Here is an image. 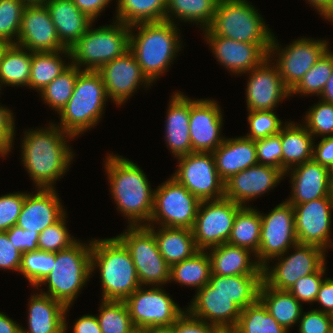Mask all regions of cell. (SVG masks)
<instances>
[{"mask_svg": "<svg viewBox=\"0 0 333 333\" xmlns=\"http://www.w3.org/2000/svg\"><path fill=\"white\" fill-rule=\"evenodd\" d=\"M22 138L21 162L35 189H54L73 162L75 153L68 141L76 137L52 122L45 128L26 130Z\"/></svg>", "mask_w": 333, "mask_h": 333, "instance_id": "6da1fadb", "label": "cell"}, {"mask_svg": "<svg viewBox=\"0 0 333 333\" xmlns=\"http://www.w3.org/2000/svg\"><path fill=\"white\" fill-rule=\"evenodd\" d=\"M104 162L116 209L127 218L128 226H147L153 211L154 190L144 171L118 154H107Z\"/></svg>", "mask_w": 333, "mask_h": 333, "instance_id": "7a4b0ae2", "label": "cell"}, {"mask_svg": "<svg viewBox=\"0 0 333 333\" xmlns=\"http://www.w3.org/2000/svg\"><path fill=\"white\" fill-rule=\"evenodd\" d=\"M177 26L169 21L130 26L129 50L152 83L169 70L177 53L182 50L183 43Z\"/></svg>", "mask_w": 333, "mask_h": 333, "instance_id": "3957f363", "label": "cell"}, {"mask_svg": "<svg viewBox=\"0 0 333 333\" xmlns=\"http://www.w3.org/2000/svg\"><path fill=\"white\" fill-rule=\"evenodd\" d=\"M99 270L102 299L125 301L141 285L130 252L115 236L92 239L91 275Z\"/></svg>", "mask_w": 333, "mask_h": 333, "instance_id": "277c9868", "label": "cell"}, {"mask_svg": "<svg viewBox=\"0 0 333 333\" xmlns=\"http://www.w3.org/2000/svg\"><path fill=\"white\" fill-rule=\"evenodd\" d=\"M107 99L99 72L81 70L71 98L58 113L60 123L56 125L78 138L101 121Z\"/></svg>", "mask_w": 333, "mask_h": 333, "instance_id": "5b68a950", "label": "cell"}, {"mask_svg": "<svg viewBox=\"0 0 333 333\" xmlns=\"http://www.w3.org/2000/svg\"><path fill=\"white\" fill-rule=\"evenodd\" d=\"M91 247L88 243L78 241L70 248L55 253V263L51 272L36 287L47 285L48 291L41 293L48 295L63 305L72 306L83 286L87 285L91 275Z\"/></svg>", "mask_w": 333, "mask_h": 333, "instance_id": "8992f818", "label": "cell"}, {"mask_svg": "<svg viewBox=\"0 0 333 333\" xmlns=\"http://www.w3.org/2000/svg\"><path fill=\"white\" fill-rule=\"evenodd\" d=\"M113 22L98 28H91V25L69 48L71 64L81 70L98 71L128 51L130 26L116 20Z\"/></svg>", "mask_w": 333, "mask_h": 333, "instance_id": "52a82bcc", "label": "cell"}, {"mask_svg": "<svg viewBox=\"0 0 333 333\" xmlns=\"http://www.w3.org/2000/svg\"><path fill=\"white\" fill-rule=\"evenodd\" d=\"M208 29L215 36L245 43H272L275 35L248 0H220Z\"/></svg>", "mask_w": 333, "mask_h": 333, "instance_id": "ba28073f", "label": "cell"}, {"mask_svg": "<svg viewBox=\"0 0 333 333\" xmlns=\"http://www.w3.org/2000/svg\"><path fill=\"white\" fill-rule=\"evenodd\" d=\"M128 249L141 286H163L170 283L171 266L158 250L153 232L147 226H128L116 236Z\"/></svg>", "mask_w": 333, "mask_h": 333, "instance_id": "9c48e42d", "label": "cell"}, {"mask_svg": "<svg viewBox=\"0 0 333 333\" xmlns=\"http://www.w3.org/2000/svg\"><path fill=\"white\" fill-rule=\"evenodd\" d=\"M160 286L137 288L126 300L134 327L141 331L169 329L186 311Z\"/></svg>", "mask_w": 333, "mask_h": 333, "instance_id": "30bf717a", "label": "cell"}, {"mask_svg": "<svg viewBox=\"0 0 333 333\" xmlns=\"http://www.w3.org/2000/svg\"><path fill=\"white\" fill-rule=\"evenodd\" d=\"M200 202L171 176L154 189L153 211L147 226L192 229Z\"/></svg>", "mask_w": 333, "mask_h": 333, "instance_id": "8fae6325", "label": "cell"}, {"mask_svg": "<svg viewBox=\"0 0 333 333\" xmlns=\"http://www.w3.org/2000/svg\"><path fill=\"white\" fill-rule=\"evenodd\" d=\"M291 248L293 253L288 250L262 267L263 281L269 287L288 291L300 277L316 273L326 263V251L320 247L297 243ZM274 259L276 264L270 267Z\"/></svg>", "mask_w": 333, "mask_h": 333, "instance_id": "7c38bea8", "label": "cell"}, {"mask_svg": "<svg viewBox=\"0 0 333 333\" xmlns=\"http://www.w3.org/2000/svg\"><path fill=\"white\" fill-rule=\"evenodd\" d=\"M329 44L325 39L301 37L283 48L273 36L268 57L274 61L284 85L291 91L329 49Z\"/></svg>", "mask_w": 333, "mask_h": 333, "instance_id": "4fadbf2b", "label": "cell"}, {"mask_svg": "<svg viewBox=\"0 0 333 333\" xmlns=\"http://www.w3.org/2000/svg\"><path fill=\"white\" fill-rule=\"evenodd\" d=\"M242 207L225 197L201 201L192 228L198 250L207 251L227 243L235 216Z\"/></svg>", "mask_w": 333, "mask_h": 333, "instance_id": "5bb4252c", "label": "cell"}, {"mask_svg": "<svg viewBox=\"0 0 333 333\" xmlns=\"http://www.w3.org/2000/svg\"><path fill=\"white\" fill-rule=\"evenodd\" d=\"M171 176L200 201L224 198V181L219 176L211 152H192L176 158Z\"/></svg>", "mask_w": 333, "mask_h": 333, "instance_id": "9a60e30c", "label": "cell"}, {"mask_svg": "<svg viewBox=\"0 0 333 333\" xmlns=\"http://www.w3.org/2000/svg\"><path fill=\"white\" fill-rule=\"evenodd\" d=\"M260 247L255 254L264 267L271 259L291 250L298 243L293 206L286 200L268 214L261 213Z\"/></svg>", "mask_w": 333, "mask_h": 333, "instance_id": "2e32d148", "label": "cell"}, {"mask_svg": "<svg viewBox=\"0 0 333 333\" xmlns=\"http://www.w3.org/2000/svg\"><path fill=\"white\" fill-rule=\"evenodd\" d=\"M292 206L298 243L314 245L324 251L333 247L330 235L332 233V195Z\"/></svg>", "mask_w": 333, "mask_h": 333, "instance_id": "e0dca14e", "label": "cell"}, {"mask_svg": "<svg viewBox=\"0 0 333 333\" xmlns=\"http://www.w3.org/2000/svg\"><path fill=\"white\" fill-rule=\"evenodd\" d=\"M205 40L220 65L230 73L247 74L259 66L266 58L271 43H245L229 38L215 36L208 28L202 30Z\"/></svg>", "mask_w": 333, "mask_h": 333, "instance_id": "ac0fdd59", "label": "cell"}, {"mask_svg": "<svg viewBox=\"0 0 333 333\" xmlns=\"http://www.w3.org/2000/svg\"><path fill=\"white\" fill-rule=\"evenodd\" d=\"M98 72L109 100L118 106L126 103L140 85L147 89L153 86L130 50L104 64Z\"/></svg>", "mask_w": 333, "mask_h": 333, "instance_id": "d6986e66", "label": "cell"}, {"mask_svg": "<svg viewBox=\"0 0 333 333\" xmlns=\"http://www.w3.org/2000/svg\"><path fill=\"white\" fill-rule=\"evenodd\" d=\"M247 73V111L275 110L282 100L291 97L290 90L284 85L277 67L269 57Z\"/></svg>", "mask_w": 333, "mask_h": 333, "instance_id": "ffe728a7", "label": "cell"}, {"mask_svg": "<svg viewBox=\"0 0 333 333\" xmlns=\"http://www.w3.org/2000/svg\"><path fill=\"white\" fill-rule=\"evenodd\" d=\"M223 112L214 99H191L189 134L192 152H213L225 139L221 135Z\"/></svg>", "mask_w": 333, "mask_h": 333, "instance_id": "44dd1931", "label": "cell"}, {"mask_svg": "<svg viewBox=\"0 0 333 333\" xmlns=\"http://www.w3.org/2000/svg\"><path fill=\"white\" fill-rule=\"evenodd\" d=\"M284 173L273 166L256 164L224 182V197L241 206L268 193L284 179Z\"/></svg>", "mask_w": 333, "mask_h": 333, "instance_id": "7402d4cb", "label": "cell"}, {"mask_svg": "<svg viewBox=\"0 0 333 333\" xmlns=\"http://www.w3.org/2000/svg\"><path fill=\"white\" fill-rule=\"evenodd\" d=\"M16 45L31 52L67 49L58 37L45 5H26Z\"/></svg>", "mask_w": 333, "mask_h": 333, "instance_id": "603a6c76", "label": "cell"}, {"mask_svg": "<svg viewBox=\"0 0 333 333\" xmlns=\"http://www.w3.org/2000/svg\"><path fill=\"white\" fill-rule=\"evenodd\" d=\"M186 311L193 317L211 324L219 330H233L239 320L241 309L216 291L209 283L195 291Z\"/></svg>", "mask_w": 333, "mask_h": 333, "instance_id": "cb8c5ba5", "label": "cell"}, {"mask_svg": "<svg viewBox=\"0 0 333 333\" xmlns=\"http://www.w3.org/2000/svg\"><path fill=\"white\" fill-rule=\"evenodd\" d=\"M56 192L55 188H36L34 193L26 192L16 226L40 234L59 221L66 214V210Z\"/></svg>", "mask_w": 333, "mask_h": 333, "instance_id": "d4e9b609", "label": "cell"}, {"mask_svg": "<svg viewBox=\"0 0 333 333\" xmlns=\"http://www.w3.org/2000/svg\"><path fill=\"white\" fill-rule=\"evenodd\" d=\"M289 175L291 189L286 199L291 205L302 204L331 195L330 169L313 159L296 165L284 173ZM291 174V175H290Z\"/></svg>", "mask_w": 333, "mask_h": 333, "instance_id": "484cf974", "label": "cell"}, {"mask_svg": "<svg viewBox=\"0 0 333 333\" xmlns=\"http://www.w3.org/2000/svg\"><path fill=\"white\" fill-rule=\"evenodd\" d=\"M70 306L41 292L31 295L28 301L27 328L21 333H67L66 314Z\"/></svg>", "mask_w": 333, "mask_h": 333, "instance_id": "4316f807", "label": "cell"}, {"mask_svg": "<svg viewBox=\"0 0 333 333\" xmlns=\"http://www.w3.org/2000/svg\"><path fill=\"white\" fill-rule=\"evenodd\" d=\"M165 121V143L175 158L192 153L189 134L190 98L181 91L173 92Z\"/></svg>", "mask_w": 333, "mask_h": 333, "instance_id": "83f0119b", "label": "cell"}, {"mask_svg": "<svg viewBox=\"0 0 333 333\" xmlns=\"http://www.w3.org/2000/svg\"><path fill=\"white\" fill-rule=\"evenodd\" d=\"M212 154L217 172L224 182L231 176L258 164L256 143L244 136L225 137Z\"/></svg>", "mask_w": 333, "mask_h": 333, "instance_id": "f1b7e54d", "label": "cell"}, {"mask_svg": "<svg viewBox=\"0 0 333 333\" xmlns=\"http://www.w3.org/2000/svg\"><path fill=\"white\" fill-rule=\"evenodd\" d=\"M207 251L211 273L214 275H263L262 266L257 262L255 253L247 248L223 243Z\"/></svg>", "mask_w": 333, "mask_h": 333, "instance_id": "f546056e", "label": "cell"}, {"mask_svg": "<svg viewBox=\"0 0 333 333\" xmlns=\"http://www.w3.org/2000/svg\"><path fill=\"white\" fill-rule=\"evenodd\" d=\"M45 6L50 13L60 42L67 49L93 25L94 21L81 12L72 0H47Z\"/></svg>", "mask_w": 333, "mask_h": 333, "instance_id": "4dcf8cb0", "label": "cell"}, {"mask_svg": "<svg viewBox=\"0 0 333 333\" xmlns=\"http://www.w3.org/2000/svg\"><path fill=\"white\" fill-rule=\"evenodd\" d=\"M313 135L303 124L287 121L281 127L282 172L312 159Z\"/></svg>", "mask_w": 333, "mask_h": 333, "instance_id": "1f68e13d", "label": "cell"}, {"mask_svg": "<svg viewBox=\"0 0 333 333\" xmlns=\"http://www.w3.org/2000/svg\"><path fill=\"white\" fill-rule=\"evenodd\" d=\"M147 227L153 232L158 250L170 266L191 258L199 251L195 244L192 229L162 226Z\"/></svg>", "mask_w": 333, "mask_h": 333, "instance_id": "d6a6232c", "label": "cell"}, {"mask_svg": "<svg viewBox=\"0 0 333 333\" xmlns=\"http://www.w3.org/2000/svg\"><path fill=\"white\" fill-rule=\"evenodd\" d=\"M262 281L263 275L222 276L211 273L209 284L243 310L259 299Z\"/></svg>", "mask_w": 333, "mask_h": 333, "instance_id": "836d02e7", "label": "cell"}, {"mask_svg": "<svg viewBox=\"0 0 333 333\" xmlns=\"http://www.w3.org/2000/svg\"><path fill=\"white\" fill-rule=\"evenodd\" d=\"M32 52L16 44L5 45L0 53V90L2 86L29 85Z\"/></svg>", "mask_w": 333, "mask_h": 333, "instance_id": "e575fe53", "label": "cell"}, {"mask_svg": "<svg viewBox=\"0 0 333 333\" xmlns=\"http://www.w3.org/2000/svg\"><path fill=\"white\" fill-rule=\"evenodd\" d=\"M259 300L275 320L288 331L298 323L303 312V304L289 291L276 290L264 281L259 289Z\"/></svg>", "mask_w": 333, "mask_h": 333, "instance_id": "d590c367", "label": "cell"}, {"mask_svg": "<svg viewBox=\"0 0 333 333\" xmlns=\"http://www.w3.org/2000/svg\"><path fill=\"white\" fill-rule=\"evenodd\" d=\"M220 0H167L165 21L179 24L194 23L201 30L207 29L214 18ZM179 19L177 22L175 19Z\"/></svg>", "mask_w": 333, "mask_h": 333, "instance_id": "8d00e7d4", "label": "cell"}, {"mask_svg": "<svg viewBox=\"0 0 333 333\" xmlns=\"http://www.w3.org/2000/svg\"><path fill=\"white\" fill-rule=\"evenodd\" d=\"M64 54V55H63ZM62 57H64L62 59ZM66 57V58H65ZM69 49L60 51L32 52L29 89L39 92L51 83L71 63Z\"/></svg>", "mask_w": 333, "mask_h": 333, "instance_id": "74e56055", "label": "cell"}, {"mask_svg": "<svg viewBox=\"0 0 333 333\" xmlns=\"http://www.w3.org/2000/svg\"><path fill=\"white\" fill-rule=\"evenodd\" d=\"M211 276V262L207 251L199 250L191 258L171 266L169 282L192 287L198 291Z\"/></svg>", "mask_w": 333, "mask_h": 333, "instance_id": "f35d334b", "label": "cell"}, {"mask_svg": "<svg viewBox=\"0 0 333 333\" xmlns=\"http://www.w3.org/2000/svg\"><path fill=\"white\" fill-rule=\"evenodd\" d=\"M261 215L251 205L243 206L236 214L227 243L257 253L260 247Z\"/></svg>", "mask_w": 333, "mask_h": 333, "instance_id": "ab89813d", "label": "cell"}, {"mask_svg": "<svg viewBox=\"0 0 333 333\" xmlns=\"http://www.w3.org/2000/svg\"><path fill=\"white\" fill-rule=\"evenodd\" d=\"M116 21L128 26L165 21L167 0H116Z\"/></svg>", "mask_w": 333, "mask_h": 333, "instance_id": "60d3db41", "label": "cell"}, {"mask_svg": "<svg viewBox=\"0 0 333 333\" xmlns=\"http://www.w3.org/2000/svg\"><path fill=\"white\" fill-rule=\"evenodd\" d=\"M235 333H290L281 326L258 299L241 310Z\"/></svg>", "mask_w": 333, "mask_h": 333, "instance_id": "b9f144b4", "label": "cell"}, {"mask_svg": "<svg viewBox=\"0 0 333 333\" xmlns=\"http://www.w3.org/2000/svg\"><path fill=\"white\" fill-rule=\"evenodd\" d=\"M80 71L81 69L70 64L51 83L41 89L39 95L46 103L45 105L51 106L55 112L59 113L71 98Z\"/></svg>", "mask_w": 333, "mask_h": 333, "instance_id": "7bdbcfd3", "label": "cell"}, {"mask_svg": "<svg viewBox=\"0 0 333 333\" xmlns=\"http://www.w3.org/2000/svg\"><path fill=\"white\" fill-rule=\"evenodd\" d=\"M333 70V51L328 49L290 91V96H320Z\"/></svg>", "mask_w": 333, "mask_h": 333, "instance_id": "ee69618b", "label": "cell"}, {"mask_svg": "<svg viewBox=\"0 0 333 333\" xmlns=\"http://www.w3.org/2000/svg\"><path fill=\"white\" fill-rule=\"evenodd\" d=\"M97 320L101 333H131L135 327L125 301L100 300Z\"/></svg>", "mask_w": 333, "mask_h": 333, "instance_id": "f6af8a7d", "label": "cell"}, {"mask_svg": "<svg viewBox=\"0 0 333 333\" xmlns=\"http://www.w3.org/2000/svg\"><path fill=\"white\" fill-rule=\"evenodd\" d=\"M55 263V253L46 251H32L22 253L19 273L22 274L36 288L51 272Z\"/></svg>", "mask_w": 333, "mask_h": 333, "instance_id": "bcb514c9", "label": "cell"}, {"mask_svg": "<svg viewBox=\"0 0 333 333\" xmlns=\"http://www.w3.org/2000/svg\"><path fill=\"white\" fill-rule=\"evenodd\" d=\"M25 7L21 0H0V42L17 43Z\"/></svg>", "mask_w": 333, "mask_h": 333, "instance_id": "7dc6e473", "label": "cell"}, {"mask_svg": "<svg viewBox=\"0 0 333 333\" xmlns=\"http://www.w3.org/2000/svg\"><path fill=\"white\" fill-rule=\"evenodd\" d=\"M304 115L305 128L315 137L333 136V104L318 100Z\"/></svg>", "mask_w": 333, "mask_h": 333, "instance_id": "c3c4849f", "label": "cell"}, {"mask_svg": "<svg viewBox=\"0 0 333 333\" xmlns=\"http://www.w3.org/2000/svg\"><path fill=\"white\" fill-rule=\"evenodd\" d=\"M66 215L67 214L39 234L38 250L57 253L70 248L78 241L74 236H71L66 227V219L68 218Z\"/></svg>", "mask_w": 333, "mask_h": 333, "instance_id": "681fc988", "label": "cell"}, {"mask_svg": "<svg viewBox=\"0 0 333 333\" xmlns=\"http://www.w3.org/2000/svg\"><path fill=\"white\" fill-rule=\"evenodd\" d=\"M274 111H248L247 121L250 132L244 137L255 141L277 135L284 124Z\"/></svg>", "mask_w": 333, "mask_h": 333, "instance_id": "f907efd6", "label": "cell"}, {"mask_svg": "<svg viewBox=\"0 0 333 333\" xmlns=\"http://www.w3.org/2000/svg\"><path fill=\"white\" fill-rule=\"evenodd\" d=\"M325 263L316 273L300 277L288 290L300 303H315L320 285L326 272Z\"/></svg>", "mask_w": 333, "mask_h": 333, "instance_id": "816d5d0a", "label": "cell"}, {"mask_svg": "<svg viewBox=\"0 0 333 333\" xmlns=\"http://www.w3.org/2000/svg\"><path fill=\"white\" fill-rule=\"evenodd\" d=\"M26 192H13L0 196V232L16 226Z\"/></svg>", "mask_w": 333, "mask_h": 333, "instance_id": "f5cc1de1", "label": "cell"}, {"mask_svg": "<svg viewBox=\"0 0 333 333\" xmlns=\"http://www.w3.org/2000/svg\"><path fill=\"white\" fill-rule=\"evenodd\" d=\"M258 164L276 167L282 171L281 129L277 135L255 140Z\"/></svg>", "mask_w": 333, "mask_h": 333, "instance_id": "db71d44e", "label": "cell"}, {"mask_svg": "<svg viewBox=\"0 0 333 333\" xmlns=\"http://www.w3.org/2000/svg\"><path fill=\"white\" fill-rule=\"evenodd\" d=\"M298 324L299 333H333L331 315L316 309L302 312Z\"/></svg>", "mask_w": 333, "mask_h": 333, "instance_id": "11a10c76", "label": "cell"}, {"mask_svg": "<svg viewBox=\"0 0 333 333\" xmlns=\"http://www.w3.org/2000/svg\"><path fill=\"white\" fill-rule=\"evenodd\" d=\"M22 252L14 247L6 232H0V270L19 273Z\"/></svg>", "mask_w": 333, "mask_h": 333, "instance_id": "9f6ffc18", "label": "cell"}, {"mask_svg": "<svg viewBox=\"0 0 333 333\" xmlns=\"http://www.w3.org/2000/svg\"><path fill=\"white\" fill-rule=\"evenodd\" d=\"M171 333H217L215 326L191 316L185 311L169 328Z\"/></svg>", "mask_w": 333, "mask_h": 333, "instance_id": "6f0895ef", "label": "cell"}, {"mask_svg": "<svg viewBox=\"0 0 333 333\" xmlns=\"http://www.w3.org/2000/svg\"><path fill=\"white\" fill-rule=\"evenodd\" d=\"M5 232L14 247L18 248L22 253L38 250L39 233L23 230L17 226H13Z\"/></svg>", "mask_w": 333, "mask_h": 333, "instance_id": "680465c9", "label": "cell"}, {"mask_svg": "<svg viewBox=\"0 0 333 333\" xmlns=\"http://www.w3.org/2000/svg\"><path fill=\"white\" fill-rule=\"evenodd\" d=\"M312 159L320 165L329 168L333 167V136L322 137L321 140L313 144Z\"/></svg>", "mask_w": 333, "mask_h": 333, "instance_id": "91938a15", "label": "cell"}, {"mask_svg": "<svg viewBox=\"0 0 333 333\" xmlns=\"http://www.w3.org/2000/svg\"><path fill=\"white\" fill-rule=\"evenodd\" d=\"M316 302L320 304V309L316 308V310L328 314L333 313V278H324L317 293Z\"/></svg>", "mask_w": 333, "mask_h": 333, "instance_id": "94428289", "label": "cell"}, {"mask_svg": "<svg viewBox=\"0 0 333 333\" xmlns=\"http://www.w3.org/2000/svg\"><path fill=\"white\" fill-rule=\"evenodd\" d=\"M78 9L88 15L94 22L113 0H72Z\"/></svg>", "mask_w": 333, "mask_h": 333, "instance_id": "6125c7cd", "label": "cell"}, {"mask_svg": "<svg viewBox=\"0 0 333 333\" xmlns=\"http://www.w3.org/2000/svg\"><path fill=\"white\" fill-rule=\"evenodd\" d=\"M73 333H101L96 315H82L73 324Z\"/></svg>", "mask_w": 333, "mask_h": 333, "instance_id": "be15d7a7", "label": "cell"}, {"mask_svg": "<svg viewBox=\"0 0 333 333\" xmlns=\"http://www.w3.org/2000/svg\"><path fill=\"white\" fill-rule=\"evenodd\" d=\"M15 125H0V157H7L14 146Z\"/></svg>", "mask_w": 333, "mask_h": 333, "instance_id": "e7e4bbea", "label": "cell"}, {"mask_svg": "<svg viewBox=\"0 0 333 333\" xmlns=\"http://www.w3.org/2000/svg\"><path fill=\"white\" fill-rule=\"evenodd\" d=\"M308 1L311 7L319 13V15L328 20L329 22H333V0H306Z\"/></svg>", "mask_w": 333, "mask_h": 333, "instance_id": "03108f58", "label": "cell"}, {"mask_svg": "<svg viewBox=\"0 0 333 333\" xmlns=\"http://www.w3.org/2000/svg\"><path fill=\"white\" fill-rule=\"evenodd\" d=\"M21 326L4 312H0V333H21Z\"/></svg>", "mask_w": 333, "mask_h": 333, "instance_id": "003e7915", "label": "cell"}, {"mask_svg": "<svg viewBox=\"0 0 333 333\" xmlns=\"http://www.w3.org/2000/svg\"><path fill=\"white\" fill-rule=\"evenodd\" d=\"M13 114L8 107L0 105V125H15V116Z\"/></svg>", "mask_w": 333, "mask_h": 333, "instance_id": "a7ac6f4b", "label": "cell"}, {"mask_svg": "<svg viewBox=\"0 0 333 333\" xmlns=\"http://www.w3.org/2000/svg\"><path fill=\"white\" fill-rule=\"evenodd\" d=\"M319 98L333 104V70Z\"/></svg>", "mask_w": 333, "mask_h": 333, "instance_id": "89a4df30", "label": "cell"}, {"mask_svg": "<svg viewBox=\"0 0 333 333\" xmlns=\"http://www.w3.org/2000/svg\"><path fill=\"white\" fill-rule=\"evenodd\" d=\"M25 5H45L47 0H21Z\"/></svg>", "mask_w": 333, "mask_h": 333, "instance_id": "2644e50d", "label": "cell"}, {"mask_svg": "<svg viewBox=\"0 0 333 333\" xmlns=\"http://www.w3.org/2000/svg\"><path fill=\"white\" fill-rule=\"evenodd\" d=\"M143 333H171V331L169 329H153L143 331Z\"/></svg>", "mask_w": 333, "mask_h": 333, "instance_id": "8c879c8a", "label": "cell"}, {"mask_svg": "<svg viewBox=\"0 0 333 333\" xmlns=\"http://www.w3.org/2000/svg\"><path fill=\"white\" fill-rule=\"evenodd\" d=\"M217 333H235L233 330H219Z\"/></svg>", "mask_w": 333, "mask_h": 333, "instance_id": "753ad0ef", "label": "cell"}, {"mask_svg": "<svg viewBox=\"0 0 333 333\" xmlns=\"http://www.w3.org/2000/svg\"><path fill=\"white\" fill-rule=\"evenodd\" d=\"M330 175H331V185L333 184V167L330 170Z\"/></svg>", "mask_w": 333, "mask_h": 333, "instance_id": "34e18365", "label": "cell"}, {"mask_svg": "<svg viewBox=\"0 0 333 333\" xmlns=\"http://www.w3.org/2000/svg\"><path fill=\"white\" fill-rule=\"evenodd\" d=\"M131 333H143V331L138 330V329L135 328Z\"/></svg>", "mask_w": 333, "mask_h": 333, "instance_id": "11e5206c", "label": "cell"}, {"mask_svg": "<svg viewBox=\"0 0 333 333\" xmlns=\"http://www.w3.org/2000/svg\"><path fill=\"white\" fill-rule=\"evenodd\" d=\"M5 45H6L5 43L0 42V53Z\"/></svg>", "mask_w": 333, "mask_h": 333, "instance_id": "2a66077c", "label": "cell"}, {"mask_svg": "<svg viewBox=\"0 0 333 333\" xmlns=\"http://www.w3.org/2000/svg\"><path fill=\"white\" fill-rule=\"evenodd\" d=\"M331 195H332V199H333V184L331 186Z\"/></svg>", "mask_w": 333, "mask_h": 333, "instance_id": "b9fcfbb0", "label": "cell"}, {"mask_svg": "<svg viewBox=\"0 0 333 333\" xmlns=\"http://www.w3.org/2000/svg\"><path fill=\"white\" fill-rule=\"evenodd\" d=\"M330 315H331V318H332V325H333V313H331Z\"/></svg>", "mask_w": 333, "mask_h": 333, "instance_id": "09005b40", "label": "cell"}]
</instances>
